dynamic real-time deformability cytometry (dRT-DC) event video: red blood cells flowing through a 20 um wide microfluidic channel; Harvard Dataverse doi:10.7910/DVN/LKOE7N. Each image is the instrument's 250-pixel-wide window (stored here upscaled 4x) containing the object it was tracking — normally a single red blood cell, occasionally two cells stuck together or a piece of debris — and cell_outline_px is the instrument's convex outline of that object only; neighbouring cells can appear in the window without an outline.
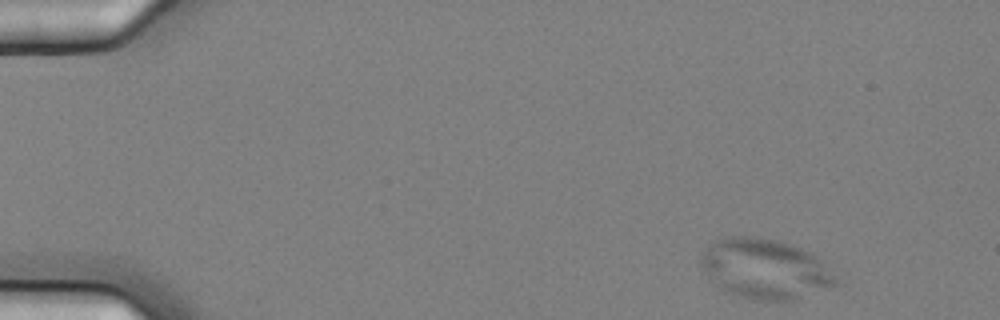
{"species": "common noctule bat (a hibernating species)", "species_latin": "Nyctalus noctula", "temperature_condition": "cold", "stored_images_in_passage": 5, "camera_frame_rate_fps": 3000, "um_per_image_px": 0.085, "animal": {"sex": "female", "body_mass_g": 25.1}, "frame": {"image": 1, "passage_image": 1, "time_ms": 0.0, "image_size_px": [1000, 320], "cell_outline_px": [[840, 284], [792, 300], [752, 300], [728, 292], [716, 284], [700, 264], [700, 256], [716, 240], [724, 236], [748, 236], [776, 240], [792, 244], [824, 260]], "centroid_in_image_um": [65.06, 22.85], "position_along_channel_um": 19.9, "area_um2": 46.76}}